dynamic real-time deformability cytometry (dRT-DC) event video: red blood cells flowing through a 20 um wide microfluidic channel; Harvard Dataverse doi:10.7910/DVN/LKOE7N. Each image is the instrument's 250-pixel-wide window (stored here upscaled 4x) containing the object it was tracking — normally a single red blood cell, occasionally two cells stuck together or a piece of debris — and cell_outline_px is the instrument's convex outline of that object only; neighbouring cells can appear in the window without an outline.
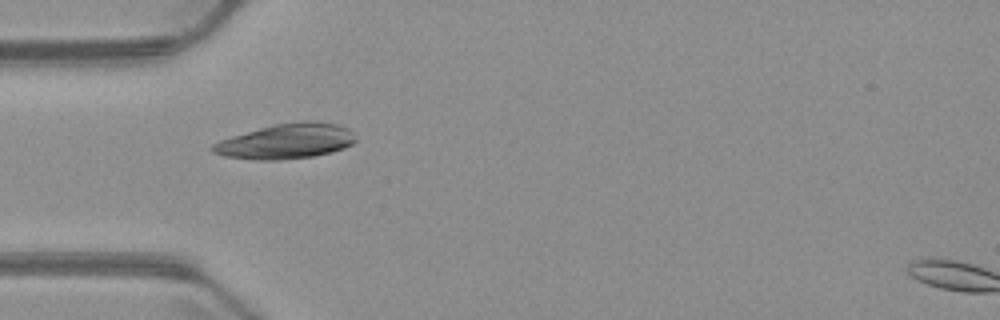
{"species": "common noctule bat (a hibernating species)", "species_latin": "Nyctalus noctula", "temperature_condition": "warm", "stored_images_in_passage": 2, "camera_frame_rate_fps": 3000, "um_per_image_px": 0.085, "animal": {"sex": "male", "body_mass_g": 23.1, "forearm_length_mm": 52.7}, "frame": {"image": 1, "passage_image": 1, "time_ms": 0.0, "image_size_px": [1000, 320], "cell_outline_px": [[356, 140], [352, 144], [344, 148], [332, 152], [312, 156], [280, 160], [256, 160], [224, 156], [212, 152], [212, 144], [220, 140], [232, 136], [272, 124], [304, 120], [316, 120], [336, 124], [348, 128], [352, 132]], "centroid_in_image_um": [24.33, 12.0], "position_along_channel_um": 60.7, "area_um2": 29.36}}
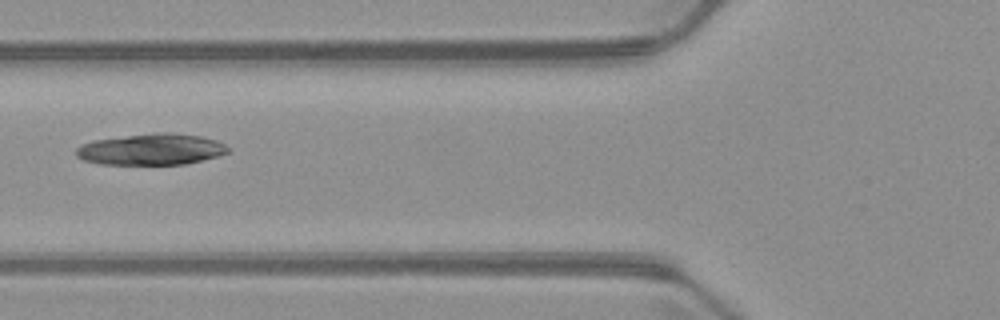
{"frame": {"image": 2, "passage_image": 2, "time_ms": 1.333, "image_size_px": [1000, 320], "cell_outline_px": [[232, 148], [228, 152], [216, 156], [184, 164], [100, 164], [84, 160], [76, 156], [76, 148], [80, 144], [92, 140], [156, 132], [168, 132], [200, 136], [216, 140]], "centroid_in_image_um": [12.83, 12.68], "position_along_channel_um": 113.0, "area_um2": 27.63}}